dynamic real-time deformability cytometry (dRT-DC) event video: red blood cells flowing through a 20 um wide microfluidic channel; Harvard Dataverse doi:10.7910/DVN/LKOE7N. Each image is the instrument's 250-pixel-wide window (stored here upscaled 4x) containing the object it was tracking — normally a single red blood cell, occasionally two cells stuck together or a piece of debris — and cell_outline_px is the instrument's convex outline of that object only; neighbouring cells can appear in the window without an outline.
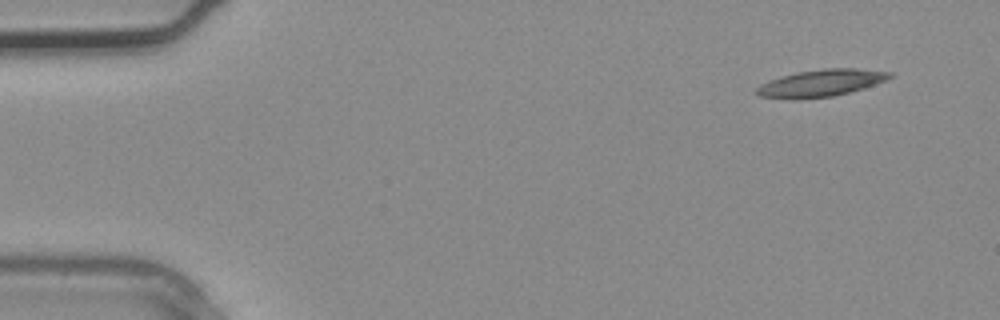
{"species": "common noctule bat (a hibernating species)", "species_latin": "Nyctalus noctula", "temperature_condition": "warm", "stored_images_in_passage": 3, "camera_frame_rate_fps": 3000, "um_per_image_px": 0.085, "animal": {"sex": "male", "body_mass_g": 20.4}, "frame": {"image": 1, "passage_image": 1, "time_ms": 0.0, "image_size_px": [1000, 320], "cell_outline_px": [[892, 76], [884, 80], [864, 88], [832, 96], [796, 100], [792, 100], [760, 96], [752, 92], [760, 84], [796, 72], [824, 68], [856, 68], [892, 72]], "centroid_in_image_um": [69.73, 7.07], "position_along_channel_um": 15.3, "area_um2": 20.92}}